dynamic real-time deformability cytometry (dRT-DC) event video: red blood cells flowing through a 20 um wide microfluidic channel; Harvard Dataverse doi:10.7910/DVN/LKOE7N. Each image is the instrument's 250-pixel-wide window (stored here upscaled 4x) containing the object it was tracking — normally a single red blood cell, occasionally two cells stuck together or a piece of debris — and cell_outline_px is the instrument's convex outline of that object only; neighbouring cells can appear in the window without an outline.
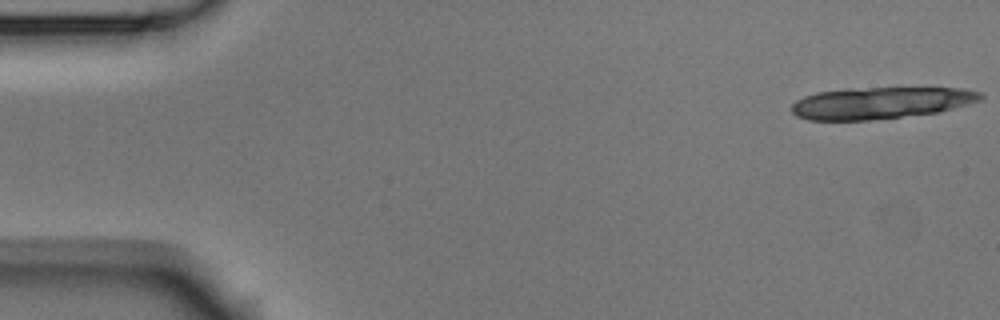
{"species": "Egyptian fruit bat (a non-hibernating species)", "species_latin": "Rousettus aegyptiacus", "temperature_condition": "room temperature", "stored_images_in_passage": 6, "camera_frame_rate_fps": 3000, "um_per_image_px": 0.085, "animal": {"sex": "male"}, "frame": {"image": 1, "passage_image": 1, "time_ms": 0.0, "image_size_px": [1000, 320], "cell_outline_px": [[984, 96], [980, 100], [940, 112], [868, 120], [808, 120], [796, 116], [792, 112], [792, 104], [796, 100], [804, 96], [816, 92], [872, 88], [960, 88], [980, 92]], "centroid_in_image_um": [74.85, 8.75], "position_along_channel_um": 10.2, "area_um2": 34.51}}
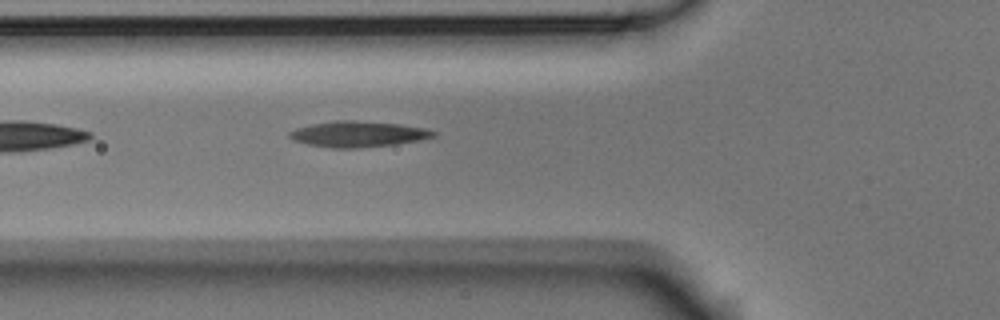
{"frame": {"image": 2, "passage_image": 6, "time_ms": 1.667, "image_size_px": [1000, 320], "cell_outline_px": [[436, 136], [420, 140], [392, 144], [360, 148], [332, 148], [308, 144], [292, 140], [288, 136], [288, 132], [296, 128], [312, 124], [336, 120], [352, 120], [400, 124], [424, 128], [436, 132]], "centroid_in_image_um": [30.4, 11.39], "position_along_channel_um": 95.4, "area_um2": 21.56}}